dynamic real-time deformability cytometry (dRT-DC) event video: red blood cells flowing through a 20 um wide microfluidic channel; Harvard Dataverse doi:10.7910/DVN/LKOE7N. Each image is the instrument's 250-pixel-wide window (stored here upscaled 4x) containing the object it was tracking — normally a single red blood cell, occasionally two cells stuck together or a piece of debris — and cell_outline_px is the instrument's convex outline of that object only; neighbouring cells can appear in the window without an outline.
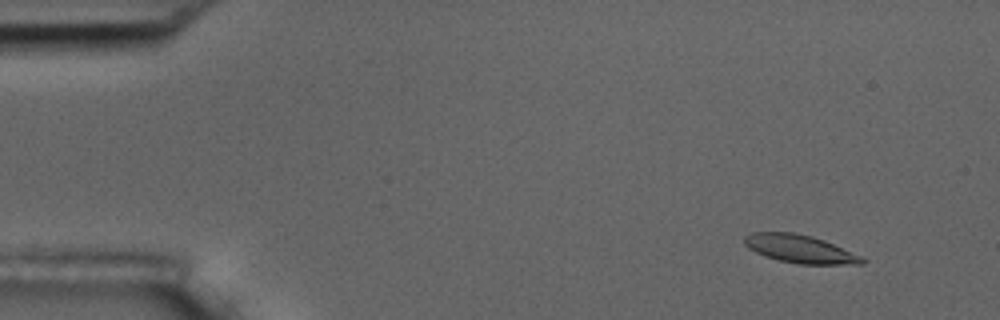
{"species": "common noctule bat (a hibernating species)", "species_latin": "Nyctalus noctula", "temperature_condition": "room temperature", "stored_images_in_passage": 57, "camera_frame_rate_fps": 3000, "um_per_image_px": 0.085, "animal": {"sex": "male", "body_mass_g": 17.5, "forearm_length_mm": 52.3}, "frame": {"image": 1, "passage_image": 6, "time_ms": 1.667, "image_size_px": [1000, 320], "cell_outline_px": [[868, 260], [864, 264], [800, 264], [780, 260], [764, 256], [748, 248], [744, 244], [744, 236], [752, 232], [792, 232], [812, 236], [824, 240], [864, 256]], "centroid_in_image_um": [68.04, 21.16], "position_along_channel_um": 17.0, "area_um2": 19.42}}
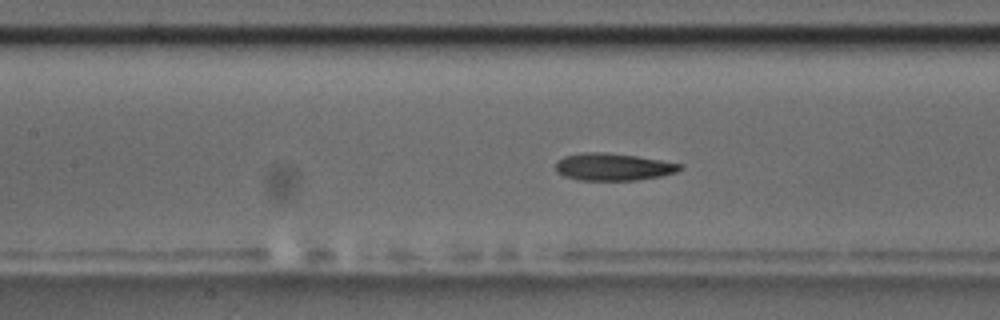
{"frame": {"image": 2, "passage_image": 26, "time_ms": 8.333, "image_size_px": [1000, 320], "cell_outline_px": [[684, 168], [676, 172], [660, 176], [636, 180], [580, 180], [564, 176], [556, 172], [556, 160], [564, 156], [584, 152], [604, 152], [636, 156], [684, 164]], "centroid_in_image_um": [52.11, 14.18], "position_along_channel_um": 155.3, "area_um2": 19.83}}
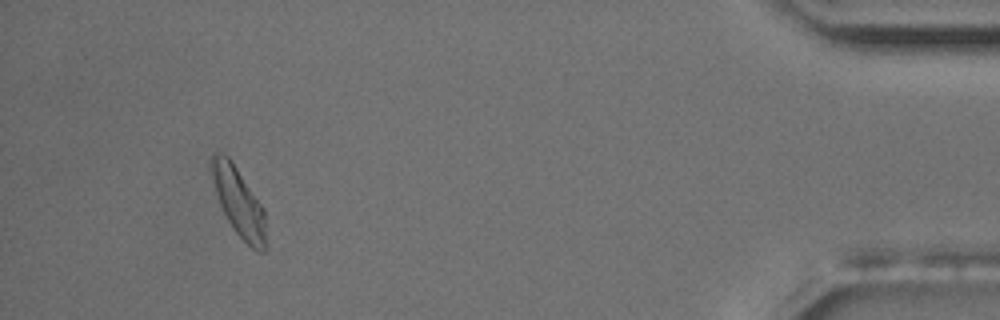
{"frame": {"image": 3, "passage_image": 53, "time_ms": 17.333, "image_size_px": [1000, 320], "cell_outline_px": [[264, 252], [256, 252], [236, 232], [228, 220], [220, 204], [208, 168], [208, 164], [212, 152], [216, 152], [228, 156], [232, 160], [264, 208]], "centroid_in_image_um": [20.23, 17.07], "position_along_channel_um": 415.0, "area_um2": 21.56}, "authors_computed_cell_mechanics": {"area_um2": 19.8254, "velocity_mm_per_s": 3.6134, "shape_relaxation_time_tau1_ms": 4.7118, "shape_relaxation_time_tau2_ms": 2.3489, "deformation_change_tau1": 0.1229, "deformation_change_tau2": 0.0742}}